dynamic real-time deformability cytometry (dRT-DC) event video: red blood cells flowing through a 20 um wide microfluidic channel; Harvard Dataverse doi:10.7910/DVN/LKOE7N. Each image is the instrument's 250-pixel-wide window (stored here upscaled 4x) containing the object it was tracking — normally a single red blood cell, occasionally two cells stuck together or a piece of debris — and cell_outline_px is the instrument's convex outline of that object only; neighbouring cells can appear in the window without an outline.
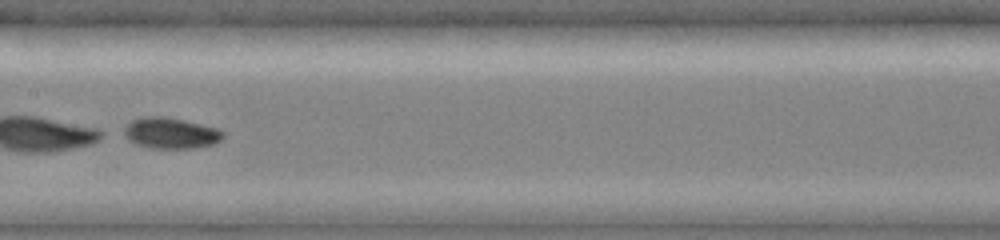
{"species": "common noctule bat (a hibernating species)", "species_latin": "Nyctalus noctula", "temperature_condition": "cold", "stored_images_in_passage": 46, "camera_frame_rate_fps": 3000, "um_per_image_px": 0.085, "animal": {"sex": "female", "body_mass_g": 19.0, "forearm_length_mm": 51.5}, "frame": {"image": 1, "passage_image": 24, "time_ms": 7.667, "image_size_px": [1000, 240], "cell_outline_px": [[224, 136], [216, 144], [196, 148], [148, 148], [136, 144], [128, 140], [116, 132], [132, 120], [144, 116], [164, 116], [184, 120], [220, 128], [224, 132]], "centroid_in_image_um": [14.45, 11.31], "position_along_channel_um": 193.0, "area_um2": 18.55}}